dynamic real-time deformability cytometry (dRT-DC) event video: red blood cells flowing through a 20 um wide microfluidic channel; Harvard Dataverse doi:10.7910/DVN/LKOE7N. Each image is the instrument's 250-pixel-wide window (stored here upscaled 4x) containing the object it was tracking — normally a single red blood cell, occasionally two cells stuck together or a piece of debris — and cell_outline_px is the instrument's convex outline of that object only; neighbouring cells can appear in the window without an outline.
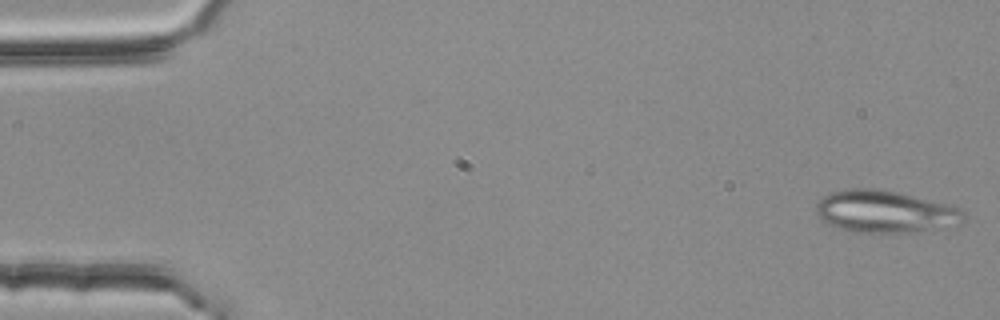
{"species": "common noctule bat (a hibernating species)", "species_latin": "Nyctalus noctula", "temperature_condition": "room temperature", "stored_images_in_passage": 54, "camera_frame_rate_fps": 3000, "um_per_image_px": 0.085, "animal": {"sex": "female", "body_mass_g": 25.1}, "frame": {"image": 1, "passage_image": 1, "time_ms": 0.0, "image_size_px": [1000, 320], "cell_outline_px": [[964, 220], [960, 224], [904, 232], [856, 232], [840, 228], [828, 224], [816, 212], [816, 204], [828, 192], [848, 188], [876, 188], [900, 192], [960, 208], [964, 212]], "centroid_in_image_um": [75.19, 17.96], "position_along_channel_um": 9.8, "area_um2": 35.84}}
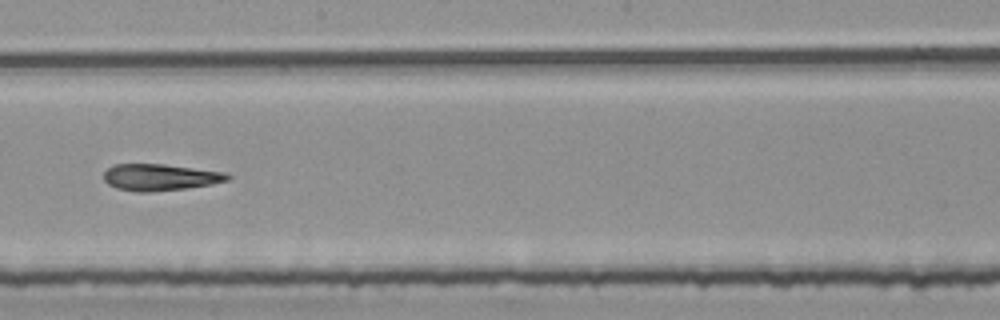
{"frame": {"image": 2, "passage_image": 30, "time_ms": 9.667, "image_size_px": [1000, 320], "cell_outline_px": [[232, 176], [228, 180], [212, 184], [184, 188], [152, 192], [136, 192], [116, 188], [108, 184], [104, 180], [104, 172], [108, 168], [116, 164], [164, 164], [228, 172]], "centroid_in_image_um": [13.63, 15.06], "position_along_channel_um": 234.6, "area_um2": 19.31}}
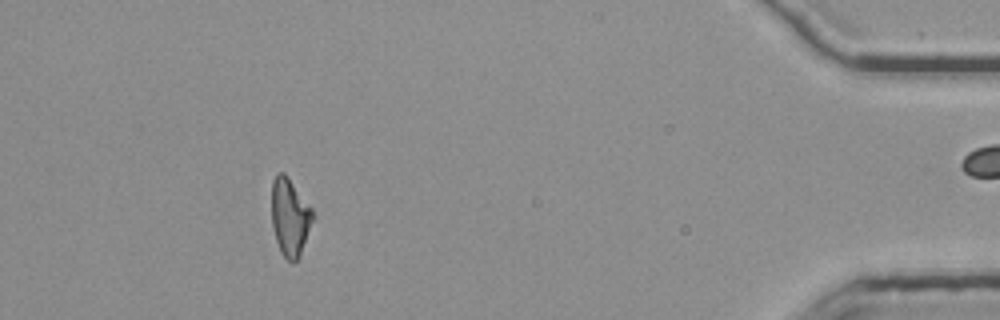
{"frame": {"image": 3, "passage_image": 49, "time_ms": 16.0, "image_size_px": [1000, 320], "cell_outline_px": [[312, 220], [300, 256], [292, 264], [280, 252], [276, 240], [272, 224], [272, 180], [276, 172], [284, 172], [288, 176], [312, 208]], "centroid_in_image_um": [24.62, 18.42], "position_along_channel_um": 410.6, "area_um2": 18.5}}